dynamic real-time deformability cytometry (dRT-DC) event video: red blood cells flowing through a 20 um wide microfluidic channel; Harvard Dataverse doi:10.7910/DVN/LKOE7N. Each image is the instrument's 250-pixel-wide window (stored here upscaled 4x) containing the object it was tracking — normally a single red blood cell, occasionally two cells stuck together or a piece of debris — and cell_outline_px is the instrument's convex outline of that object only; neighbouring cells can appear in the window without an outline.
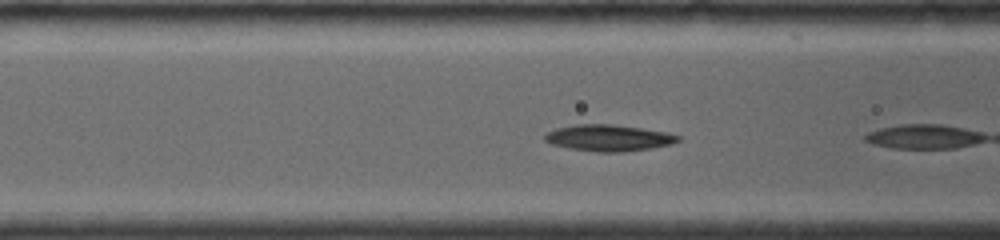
{"species": "common noctule bat (a hibernating species)", "species_latin": "Nyctalus noctula", "temperature_condition": "room temperature", "stored_images_in_passage": 8, "camera_frame_rate_fps": 4000, "um_per_image_px": 0.085, "animal": {"sex": "female", "body_mass_g": 19.0, "forearm_length_mm": 56.7}, "frame": {"image": 1, "passage_image": 6, "time_ms": 1.25, "image_size_px": [1000, 240], "cell_outline_px": [[680, 140], [672, 144], [652, 148], [624, 152], [596, 152], [568, 148], [552, 144], [544, 140], [544, 136], [548, 132], [556, 128], [576, 124], [612, 124], [640, 128], [664, 132], [680, 136]], "centroid_in_image_um": [51.72, 11.73], "position_along_channel_um": 114.9, "area_um2": 20.46}}